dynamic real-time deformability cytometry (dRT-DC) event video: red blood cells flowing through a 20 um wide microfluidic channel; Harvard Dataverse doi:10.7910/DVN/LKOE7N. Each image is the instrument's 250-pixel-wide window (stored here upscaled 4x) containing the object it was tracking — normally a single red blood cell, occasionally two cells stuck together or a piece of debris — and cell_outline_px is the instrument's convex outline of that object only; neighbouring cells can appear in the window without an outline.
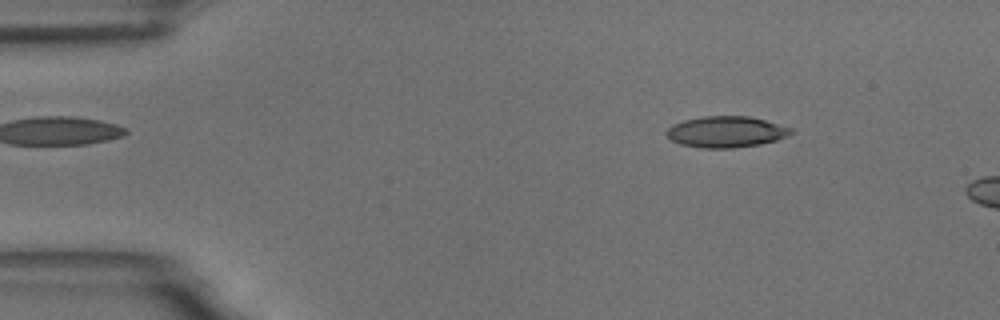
{"species": "common noctule bat (a hibernating species)", "species_latin": "Nyctalus noctula", "temperature_condition": "room temperature", "stored_images_in_passage": 12, "camera_frame_rate_fps": 3000, "um_per_image_px": 0.085, "animal": {"sex": "male", "body_mass_g": 18.8}, "frame": {"image": 1, "passage_image": 7, "time_ms": 2.0, "image_size_px": [1000, 320], "cell_outline_px": [[796, 132], [788, 136], [776, 140], [760, 144], [736, 148], [700, 148], [680, 144], [672, 140], [664, 132], [672, 124], [684, 120], [700, 116], [748, 116], [764, 120], [792, 128]], "centroid_in_image_um": [61.72, 11.21], "position_along_channel_um": 23.3, "area_um2": 22.77}}